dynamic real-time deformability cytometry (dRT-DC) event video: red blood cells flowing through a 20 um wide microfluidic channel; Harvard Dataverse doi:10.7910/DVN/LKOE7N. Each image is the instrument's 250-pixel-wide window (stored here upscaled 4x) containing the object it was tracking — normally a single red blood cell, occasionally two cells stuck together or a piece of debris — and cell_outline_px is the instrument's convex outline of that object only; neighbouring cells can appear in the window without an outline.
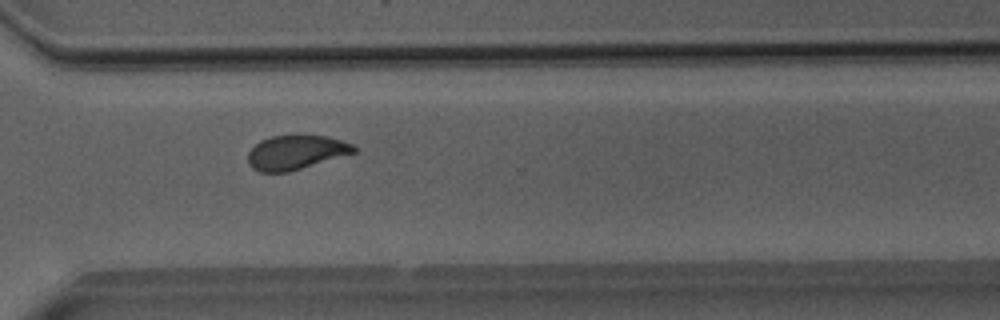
{"species": "Egyptian fruit bat (a non-hibernating species)", "species_latin": "Rousettus aegyptiacus", "temperature_condition": "room temperature", "stored_images_in_passage": 38, "camera_frame_rate_fps": 3000, "um_per_image_px": 0.085, "animal": {"sex": "male"}, "frame": {"image": 1, "passage_image": 28, "time_ms": 9.0, "image_size_px": [1000, 320], "cell_outline_px": [[356, 152], [288, 172], [260, 172], [252, 168], [248, 164], [248, 152], [260, 140], [272, 136], [296, 132], [328, 136], [352, 144], [356, 148]], "centroid_in_image_um": [25.13, 12.9], "position_along_channel_um": 345.5, "area_um2": 21.68}, "authors_computed_cell_mechanics": {"area_um2": 21.675, "velocity_mm_per_s": 4.0053, "shape_relaxation_time_tau1_ms": 10.5205, "shape_relaxation_time_tau2_ms": 1.2061, "deformation_change_tau1": 0.2229, "deformation_change_tau2": 0.0697}}